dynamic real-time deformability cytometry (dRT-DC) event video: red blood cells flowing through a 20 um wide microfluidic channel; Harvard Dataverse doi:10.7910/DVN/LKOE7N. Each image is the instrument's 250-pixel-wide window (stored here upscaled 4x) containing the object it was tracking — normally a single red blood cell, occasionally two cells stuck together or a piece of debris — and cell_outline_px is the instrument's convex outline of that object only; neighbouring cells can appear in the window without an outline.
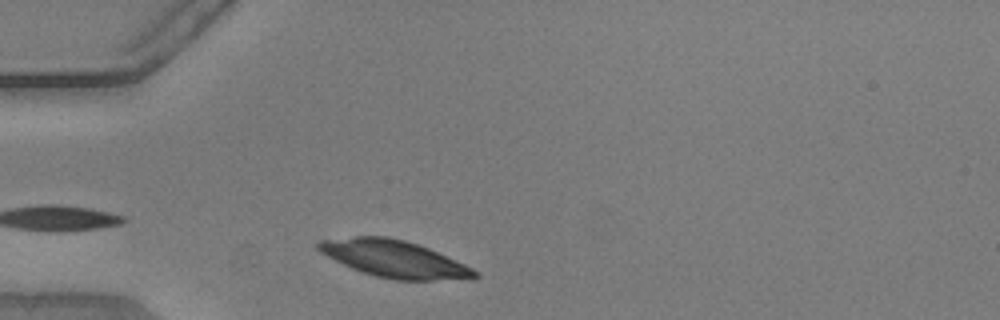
{"species": "common noctule bat (a hibernating species)", "species_latin": "Nyctalus noctula", "temperature_condition": "warm", "stored_images_in_passage": 7, "camera_frame_rate_fps": 3000, "um_per_image_px": 0.085, "animal": {"sex": "male", "body_mass_g": 20.5, "forearm_length_mm": 52.5}, "frame": {"image": 1, "passage_image": 3, "time_ms": 0.667, "image_size_px": [1000, 320], "cell_outline_px": [[480, 276], [432, 280], [396, 280], [376, 276], [352, 268], [320, 252], [316, 248], [316, 244], [320, 240], [352, 236], [388, 236], [404, 240], [428, 248], [464, 264], [480, 272]], "centroid_in_image_um": [33.46, 21.98], "position_along_channel_um": 51.5, "area_um2": 33.12}}